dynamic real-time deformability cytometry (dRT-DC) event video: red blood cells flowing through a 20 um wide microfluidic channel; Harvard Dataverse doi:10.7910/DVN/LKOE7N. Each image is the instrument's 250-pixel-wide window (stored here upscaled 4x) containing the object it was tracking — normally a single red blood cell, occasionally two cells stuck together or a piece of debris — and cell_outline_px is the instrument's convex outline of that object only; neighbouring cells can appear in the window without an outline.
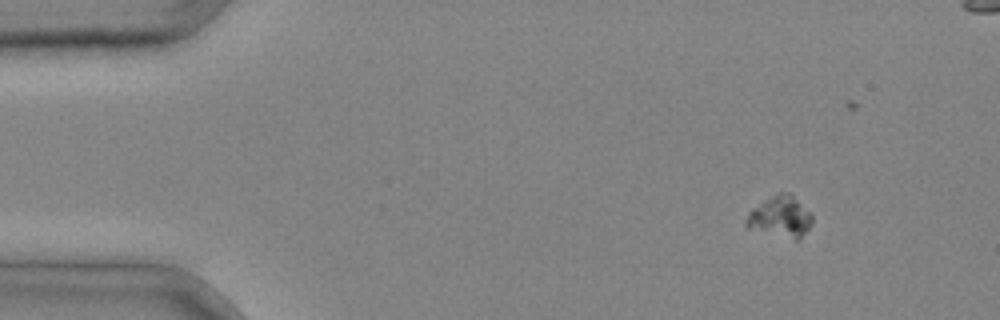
{"species": "common noctule bat (a hibernating species)", "species_latin": "Nyctalus noctula", "temperature_condition": "cold", "stored_images_in_passage": 4, "camera_frame_rate_fps": 3000, "um_per_image_px": 0.085, "animal": {"sex": "male", "body_mass_g": 20.4}, "frame": {"image": 1, "passage_image": 1, "time_ms": 0.0, "image_size_px": [1000, 320], "cell_outline_px": [[812, 224], [796, 240], [748, 228], [744, 224], [744, 220], [748, 212], [752, 208], [772, 196], [780, 192], [788, 192], [812, 216]], "centroid_in_image_um": [66.27, 18.43], "position_along_channel_um": 18.7, "area_um2": 15.32}}